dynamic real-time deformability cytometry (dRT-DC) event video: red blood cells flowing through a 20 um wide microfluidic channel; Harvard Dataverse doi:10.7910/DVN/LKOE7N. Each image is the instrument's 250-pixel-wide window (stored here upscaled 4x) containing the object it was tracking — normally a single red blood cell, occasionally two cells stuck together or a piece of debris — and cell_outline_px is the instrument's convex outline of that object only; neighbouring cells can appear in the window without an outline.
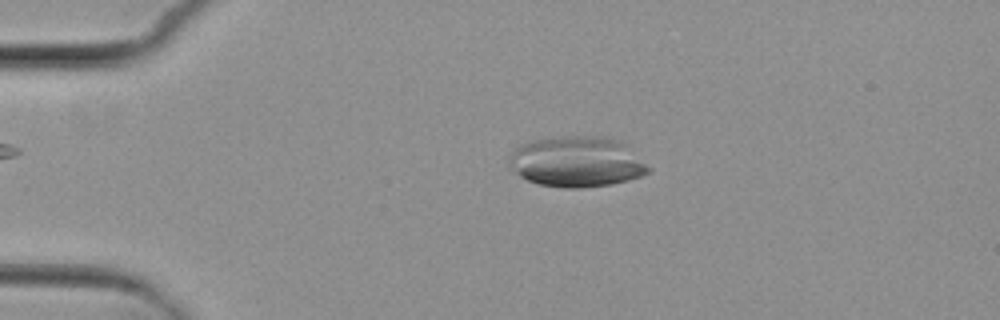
{"species": "common noctule bat (a hibernating species)", "species_latin": "Nyctalus noctula", "temperature_condition": "cold", "stored_images_in_passage": 6, "camera_frame_rate_fps": 3000, "um_per_image_px": 0.085, "animal": {"sex": "female", "body_mass_g": 29.2, "forearm_length_mm": 56.3}, "frame": {"image": 1, "passage_image": 2, "time_ms": 1.0, "image_size_px": [1000, 320], "cell_outline_px": [[652, 168], [648, 172], [640, 176], [628, 180], [612, 184], [580, 188], [564, 188], [540, 184], [528, 180], [520, 176], [512, 168], [508, 160], [508, 156], [520, 144], [532, 140], [564, 136], [608, 136], [620, 140], [628, 144]], "centroid_in_image_um": [49.08, 13.73], "position_along_channel_um": 35.9, "area_um2": 41.5}}
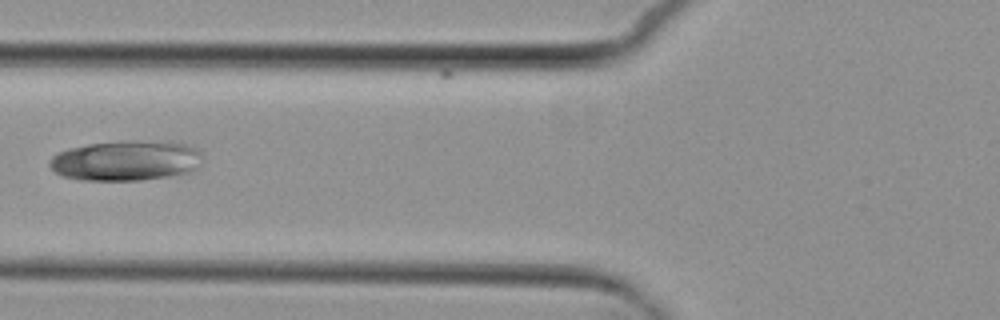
{"frame": {"image": 2, "passage_image": 4, "time_ms": 4.333, "image_size_px": [1000, 320], "cell_outline_px": [[200, 156], [196, 168], [192, 172], [172, 176], [140, 180], [84, 180], [60, 176], [48, 164], [52, 156], [56, 152], [68, 148], [88, 144], [124, 140], [172, 140], [188, 144], [196, 148], [200, 152]], "centroid_in_image_um": [10.71, 13.62], "position_along_channel_um": 115.1, "area_um2": 36.47}}
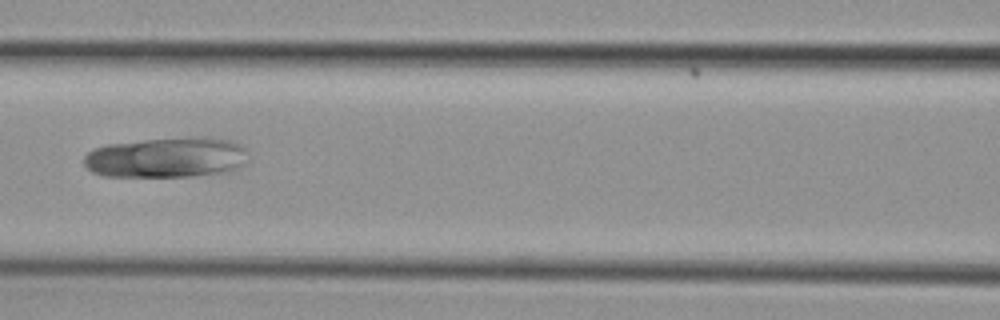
{"frame": {"image": 3, "passage_image": 5, "time_ms": 5.333, "image_size_px": [1000, 320], "cell_outline_px": [[248, 164], [240, 168], [228, 172], [192, 176], [100, 176], [92, 172], [84, 164], [84, 156], [88, 152], [96, 148], [108, 144], [144, 140], [192, 136], [208, 136], [232, 140], [240, 144], [248, 152]], "centroid_in_image_um": [14.25, 13.38], "position_along_channel_um": 152.3, "area_um2": 39.36}}